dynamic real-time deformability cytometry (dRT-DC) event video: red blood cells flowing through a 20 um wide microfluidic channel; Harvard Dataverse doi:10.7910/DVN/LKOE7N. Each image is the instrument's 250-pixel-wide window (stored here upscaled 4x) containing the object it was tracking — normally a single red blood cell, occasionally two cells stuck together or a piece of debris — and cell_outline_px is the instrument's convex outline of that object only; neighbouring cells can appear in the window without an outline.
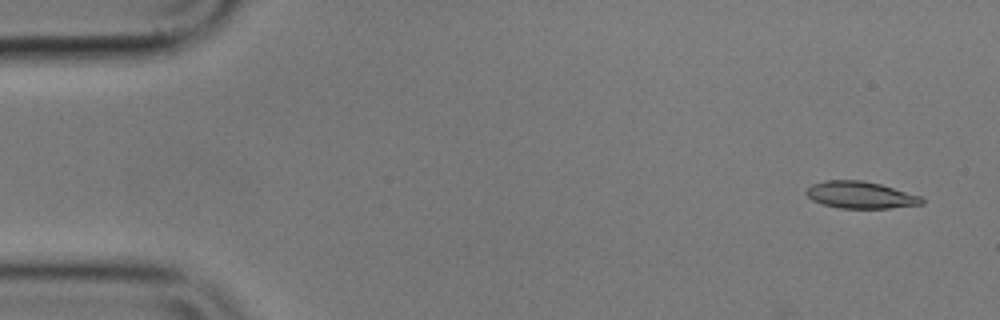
{"species": "common noctule bat (a hibernating species)", "species_latin": "Nyctalus noctula", "temperature_condition": "cold", "stored_images_in_passage": 55, "camera_frame_rate_fps": 3000, "um_per_image_px": 0.085, "animal": {"sex": "male", "body_mass_g": 17.9}, "frame": {"image": 1, "passage_image": 3, "time_ms": 0.667, "image_size_px": [1000, 320], "cell_outline_px": [[924, 204], [888, 208], [840, 208], [824, 204], [812, 200], [804, 192], [812, 184], [828, 180], [860, 180], [880, 184], [920, 196], [924, 200]], "centroid_in_image_um": [73.13, 16.57], "position_along_channel_um": 11.9, "area_um2": 17.92}}
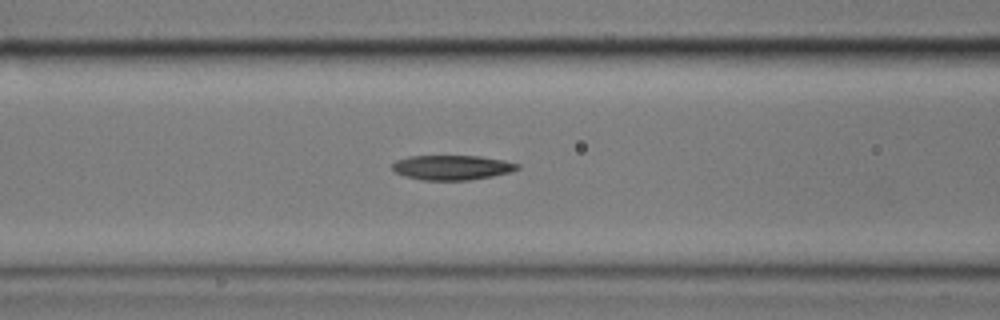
{"frame": {"image": 2, "passage_image": 22, "time_ms": 7.0, "image_size_px": [1000, 320], "cell_outline_px": [[520, 168], [508, 172], [492, 176], [468, 180], [420, 180], [404, 176], [396, 172], [392, 168], [392, 164], [396, 160], [408, 156], [480, 156], [504, 160], [520, 164]], "centroid_in_image_um": [38.4, 14.23], "position_along_channel_um": 128.2, "area_um2": 18.03}}
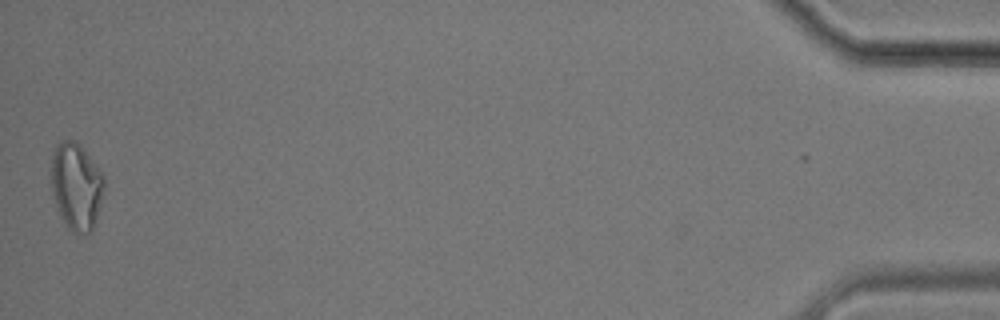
{"frame": {"image": 3, "passage_image": 55, "time_ms": 18.0, "image_size_px": [1000, 320], "cell_outline_px": [[104, 188], [100, 204], [92, 232], [88, 236], [84, 236], [72, 232], [68, 228], [56, 208], [52, 192], [52, 152], [56, 144], [60, 140], [76, 140], [80, 144], [104, 176]], "centroid_in_image_um": [6.48, 15.86], "position_along_channel_um": 428.7, "area_um2": 27.05}, "authors_computed_cell_mechanics": {"area_um2": 18.3804, "velocity_mm_per_s": 3.5788, "shape_relaxation_time_tau1_ms": null, "shape_relaxation_time_tau2_ms": 7.3204, "deformation_change_tau1": null, "deformation_change_tau2": 0.1619}}